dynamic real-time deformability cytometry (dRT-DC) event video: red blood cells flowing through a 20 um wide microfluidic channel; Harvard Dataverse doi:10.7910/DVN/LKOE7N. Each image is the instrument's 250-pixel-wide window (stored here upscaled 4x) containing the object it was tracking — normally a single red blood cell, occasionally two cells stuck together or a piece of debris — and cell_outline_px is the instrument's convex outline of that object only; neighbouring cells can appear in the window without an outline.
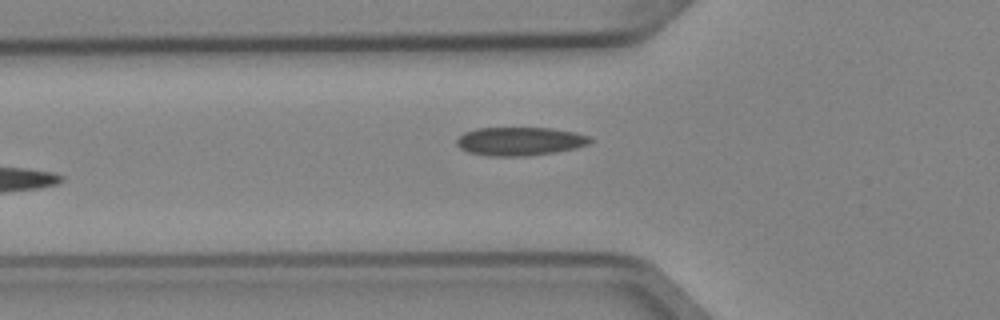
{"species": "Egyptian fruit bat (a non-hibernating species)", "species_latin": "Rousettus aegyptiacus", "temperature_condition": "cold", "stored_images_in_passage": 5, "camera_frame_rate_fps": 3000, "um_per_image_px": 0.085, "animal": {"sex": "female"}, "frame": {"image": 1, "passage_image": 5, "time_ms": 1.333, "image_size_px": [1000, 320], "cell_outline_px": [[592, 140], [588, 144], [556, 152], [528, 156], [488, 156], [468, 152], [460, 148], [456, 144], [456, 140], [464, 132], [476, 128], [552, 128], [576, 132], [588, 136]], "centroid_in_image_um": [44.15, 12.01], "position_along_channel_um": 81.6, "area_um2": 22.14}}